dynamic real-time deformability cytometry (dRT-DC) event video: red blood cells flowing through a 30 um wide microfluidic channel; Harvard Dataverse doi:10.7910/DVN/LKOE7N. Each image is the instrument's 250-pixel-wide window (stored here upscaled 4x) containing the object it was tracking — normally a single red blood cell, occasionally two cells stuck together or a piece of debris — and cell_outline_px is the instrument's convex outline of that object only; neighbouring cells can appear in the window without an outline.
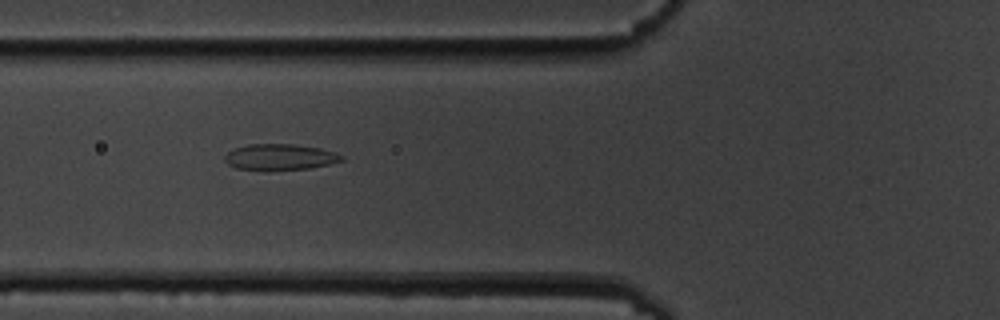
{"species": "common noctule bat (a hibernating species)", "species_latin": "Nyctalus noctula", "temperature_condition": "cold", "stored_images_in_passage": 7, "camera_frame_rate_fps": 3000, "um_per_image_px": 0.085, "animal": {"sex": "male", "body_mass_g": 19.5, "forearm_length_mm": 54.6}, "frame": {"image": 1, "passage_image": 6, "time_ms": 6.667, "image_size_px": [1000, 320], "cell_outline_px": [[344, 160], [312, 168], [264, 172], [236, 168], [228, 164], [224, 160], [224, 156], [228, 152], [236, 148], [248, 144], [292, 144], [320, 148], [336, 152], [344, 156]], "centroid_in_image_um": [23.79, 13.38], "position_along_channel_um": 102.0, "area_um2": 18.21}}
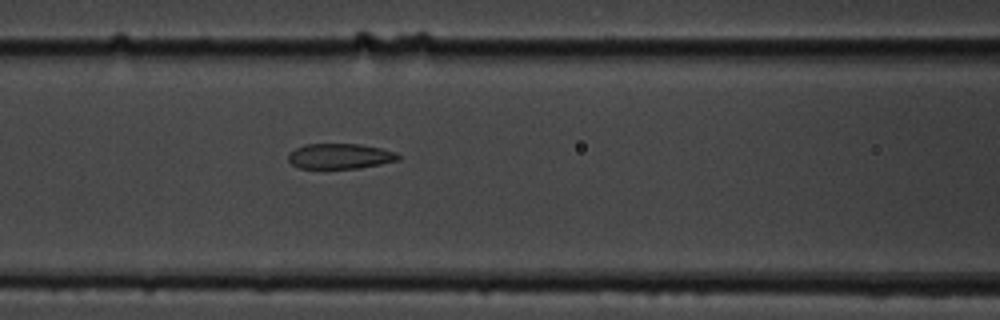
{"frame": {"image": 2, "passage_image": 7, "time_ms": 7.667, "image_size_px": [1000, 320], "cell_outline_px": [[400, 160], [360, 168], [300, 168], [292, 164], [288, 160], [288, 152], [304, 144], [360, 144], [380, 148], [396, 152], [400, 156]], "centroid_in_image_um": [28.89, 13.27], "position_along_channel_um": 137.7, "area_um2": 16.24}}